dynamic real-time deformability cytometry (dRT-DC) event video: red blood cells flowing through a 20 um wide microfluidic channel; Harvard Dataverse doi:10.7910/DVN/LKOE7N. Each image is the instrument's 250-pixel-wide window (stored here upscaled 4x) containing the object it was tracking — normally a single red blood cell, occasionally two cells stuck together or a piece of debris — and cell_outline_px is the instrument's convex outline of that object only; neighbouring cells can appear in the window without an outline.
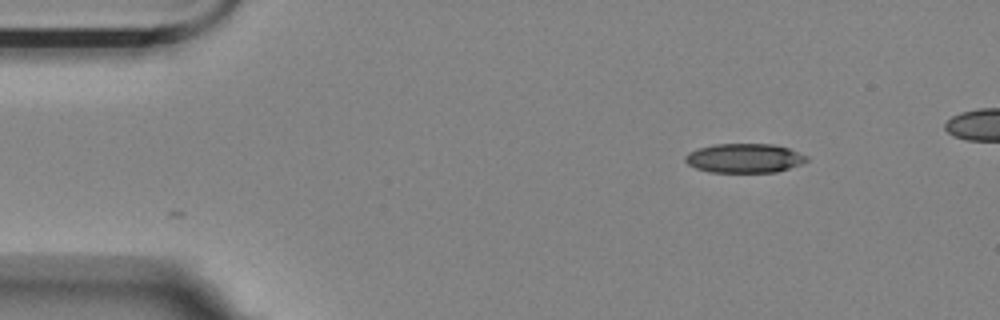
{"species": "Egyptian fruit bat (a non-hibernating species)", "species_latin": "Rousettus aegyptiacus", "temperature_condition": "room temperature", "stored_images_in_passage": 2, "camera_frame_rate_fps": 3000, "um_per_image_px": 0.085, "animal": {"sex": "female"}, "frame": {"image": 1, "passage_image": 2, "time_ms": 0.333, "image_size_px": [1000, 320], "cell_outline_px": [[808, 160], [804, 164], [776, 172], [708, 172], [696, 168], [688, 164], [684, 160], [684, 156], [688, 152], [700, 148], [716, 144], [772, 144], [788, 148], [808, 156]], "centroid_in_image_um": [63.29, 13.45], "position_along_channel_um": 21.7, "area_um2": 20.75}}